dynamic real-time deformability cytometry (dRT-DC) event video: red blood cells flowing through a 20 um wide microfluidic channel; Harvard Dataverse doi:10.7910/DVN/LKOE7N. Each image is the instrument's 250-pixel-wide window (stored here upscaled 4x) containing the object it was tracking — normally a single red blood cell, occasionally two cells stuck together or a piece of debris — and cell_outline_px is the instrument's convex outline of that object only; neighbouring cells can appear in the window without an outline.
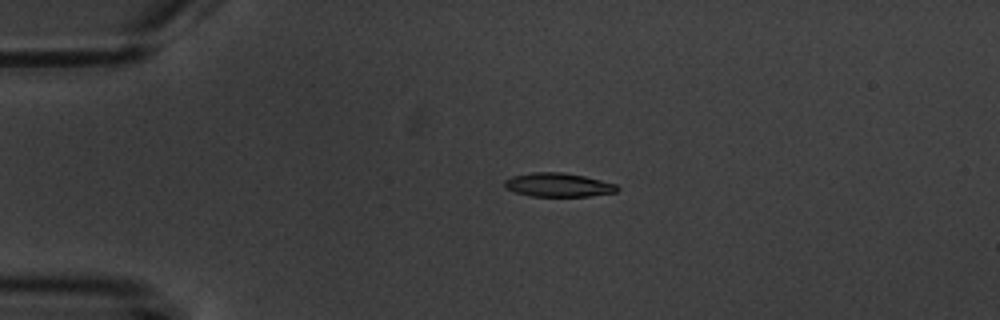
{"species": "common noctule bat (a hibernating species)", "species_latin": "Nyctalus noctula", "temperature_condition": "warm", "stored_images_in_passage": 2, "camera_frame_rate_fps": 3000, "um_per_image_px": 0.085, "animal": {"sex": "male", "body_mass_g": 20.1, "forearm_length_mm": 53.5}, "frame": {"image": 1, "passage_image": 1, "time_ms": 0.0, "image_size_px": [1000, 320], "cell_outline_px": [[620, 188], [616, 192], [588, 196], [532, 196], [516, 192], [504, 188], [504, 180], [512, 176], [532, 172], [564, 172], [584, 176], [616, 184]], "centroid_in_image_um": [47.43, 15.71], "position_along_channel_um": 37.6, "area_um2": 15.61}}